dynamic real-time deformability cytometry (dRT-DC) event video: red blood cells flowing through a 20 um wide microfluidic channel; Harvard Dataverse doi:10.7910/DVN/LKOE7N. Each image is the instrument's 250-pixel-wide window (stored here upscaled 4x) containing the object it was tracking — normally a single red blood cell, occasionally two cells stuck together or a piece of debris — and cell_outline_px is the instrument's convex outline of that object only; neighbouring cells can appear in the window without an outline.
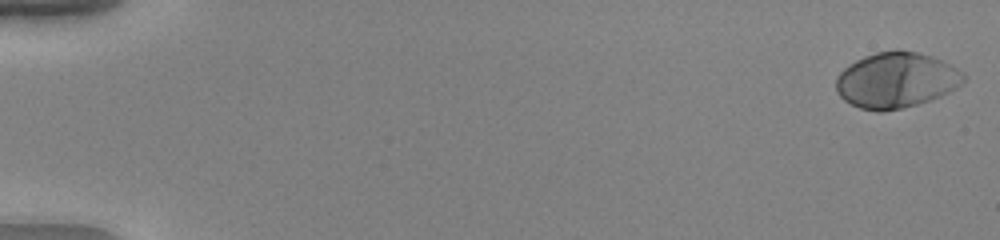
{"species": "human", "species_latin": "Homo sapiens", "temperature_condition": "warm", "stored_images_in_passage": 53, "camera_frame_rate_fps": 3000, "um_per_image_px": 0.085, "donor": {"sex": "female"}, "frame": {"image": 1, "passage_image": 1, "time_ms": 0.0, "image_size_px": [1000, 240], "cell_outline_px": [[964, 80], [956, 88], [940, 96], [916, 104], [900, 108], [880, 112], [860, 108], [844, 100], [836, 92], [836, 76], [844, 68], [856, 60], [864, 56], [876, 52], [896, 48], [916, 52], [932, 56], [964, 72]], "centroid_in_image_um": [76.14, 6.79], "position_along_channel_um": 8.9, "area_um2": 41.21}}
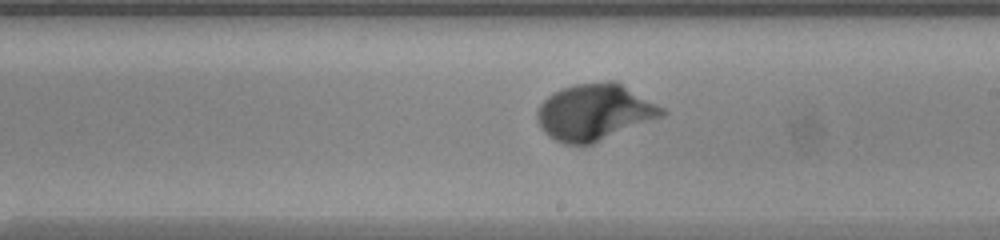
{"frame": {"image": 2, "passage_image": 32, "time_ms": 10.333, "image_size_px": [1000, 240], "cell_outline_px": [[668, 112], [664, 116], [584, 148], [564, 144], [548, 136], [544, 132], [536, 116], [536, 112], [540, 104], [552, 92], [560, 88], [576, 84], [608, 80], [616, 80], [664, 108]], "centroid_in_image_um": [50.54, 9.56], "position_along_channel_um": 238.5, "area_um2": 41.79}}
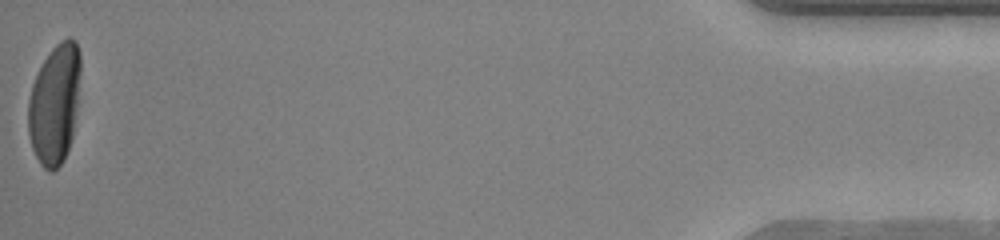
{"frame": {"image": 3, "passage_image": 53, "time_ms": 17.333, "image_size_px": [1000, 240], "cell_outline_px": [[80, 72], [76, 112], [72, 136], [64, 160], [52, 172], [48, 172], [40, 164], [32, 148], [28, 132], [28, 100], [32, 84], [44, 60], [52, 48], [60, 40], [68, 36], [76, 40], [80, 52]], "centroid_in_image_um": [4.64, 8.82], "position_along_channel_um": 430.6, "area_um2": 36.65}, "authors_computed_cell_mechanics": {"area_um2": 39.015, "velocity_mm_per_s": 3.9626, "shape_relaxation_time_tau1_ms": 2.2054, "shape_relaxation_time_tau2_ms": null, "deformation_change_tau1": 0.1955, "deformation_change_tau2": null}}